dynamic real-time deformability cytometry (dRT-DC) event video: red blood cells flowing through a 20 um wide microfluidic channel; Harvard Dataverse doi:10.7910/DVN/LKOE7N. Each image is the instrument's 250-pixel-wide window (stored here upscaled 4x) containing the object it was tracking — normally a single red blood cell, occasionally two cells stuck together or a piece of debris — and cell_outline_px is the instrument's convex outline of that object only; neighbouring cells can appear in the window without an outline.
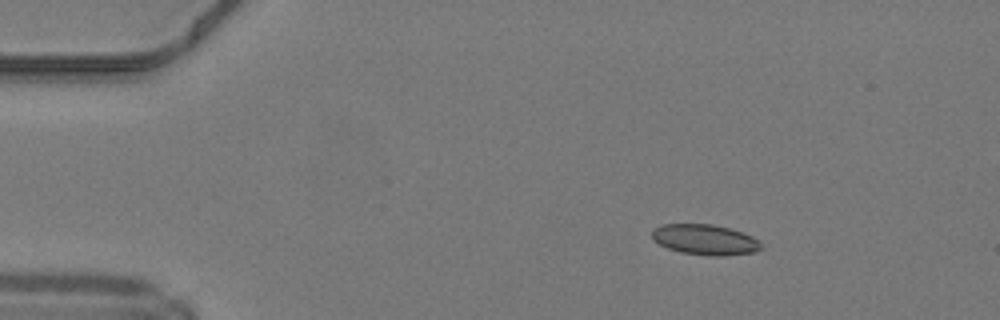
{"species": "common noctule bat (a hibernating species)", "species_latin": "Nyctalus noctula", "temperature_condition": "warm", "stored_images_in_passage": 5, "camera_frame_rate_fps": 3000, "um_per_image_px": 0.085, "animal": {"sex": "male", "body_mass_g": 19.2, "forearm_length_mm": 51.8}, "frame": {"image": 1, "passage_image": 1, "time_ms": 0.0, "image_size_px": [1000, 320], "cell_outline_px": [[764, 248], [756, 252], [724, 256], [708, 256], [680, 252], [668, 248], [652, 240], [652, 228], [660, 224], [712, 224], [728, 228], [752, 236]], "centroid_in_image_um": [59.89, 20.37], "position_along_channel_um": 25.1, "area_um2": 19.48}}